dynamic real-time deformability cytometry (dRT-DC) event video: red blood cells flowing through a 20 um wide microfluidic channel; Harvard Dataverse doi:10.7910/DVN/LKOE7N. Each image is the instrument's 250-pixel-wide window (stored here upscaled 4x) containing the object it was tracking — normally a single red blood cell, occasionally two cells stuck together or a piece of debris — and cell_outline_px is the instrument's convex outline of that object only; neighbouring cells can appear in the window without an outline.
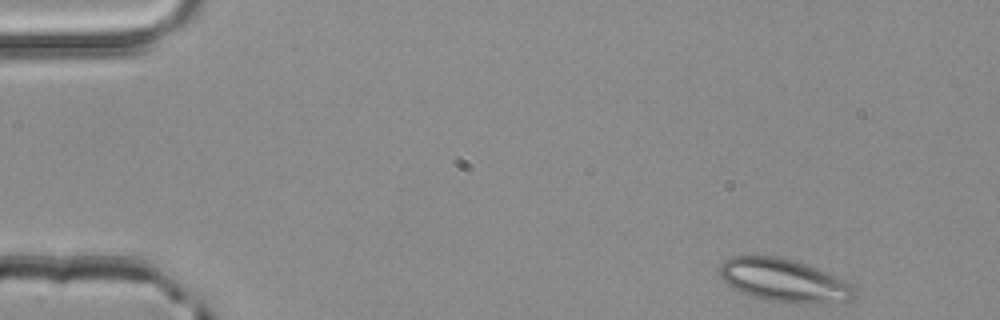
{"species": "common noctule bat (a hibernating species)", "species_latin": "Nyctalus noctula", "temperature_condition": "room temperature", "stored_images_in_passage": 48, "camera_frame_rate_fps": 3000, "um_per_image_px": 0.085, "animal": {"sex": "male", "body_mass_g": 20.4}, "frame": {"image": 1, "passage_image": 1, "time_ms": 0.0, "image_size_px": [1000, 320], "cell_outline_px": [[856, 292], [852, 300], [820, 304], [792, 304], [764, 300], [740, 292], [732, 288], [720, 276], [720, 264], [724, 260], [732, 256], [780, 256], [816, 268], [848, 280], [856, 288]], "centroid_in_image_um": [66.68, 23.86], "position_along_channel_um": 18.3, "area_um2": 34.33}}
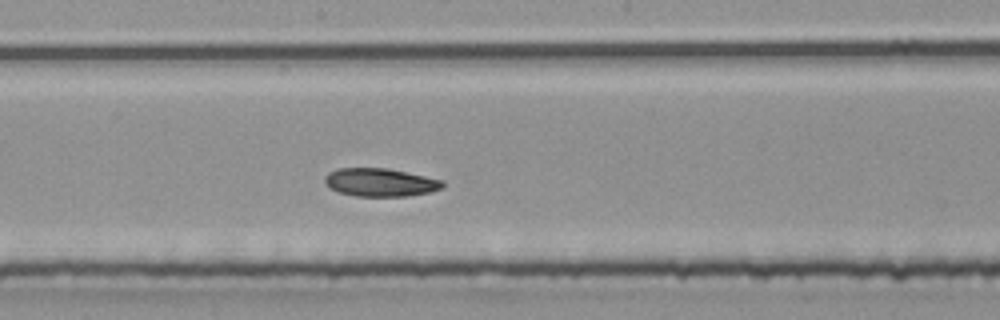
{"frame": {"image": 2, "passage_image": 24, "time_ms": 7.667, "image_size_px": [1000, 320], "cell_outline_px": [[444, 188], [432, 192], [408, 196], [356, 196], [340, 192], [328, 188], [324, 184], [324, 176], [328, 172], [336, 168], [388, 168], [444, 180]], "centroid_in_image_um": [32.32, 15.5], "position_along_channel_um": 215.9, "area_um2": 19.65}}
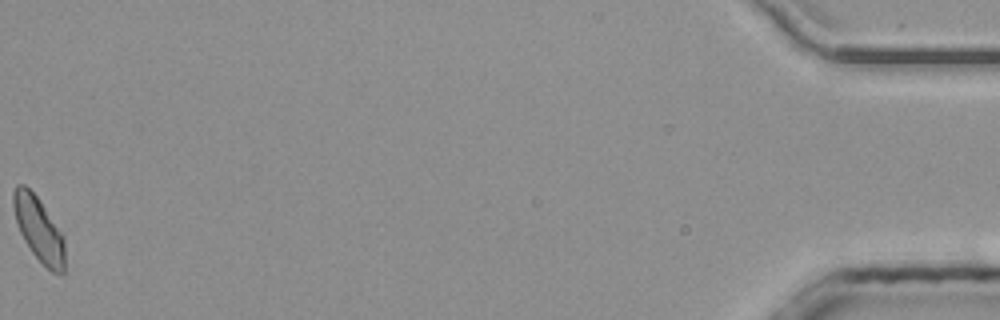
{"frame": {"image": 3, "passage_image": 48, "time_ms": 15.667, "image_size_px": [1000, 320], "cell_outline_px": [[64, 272], [60, 276], [52, 272], [32, 252], [24, 240], [20, 232], [12, 208], [12, 192], [16, 184], [24, 184], [40, 200], [64, 236]], "centroid_in_image_um": [3.29, 19.46], "position_along_channel_um": 431.9, "area_um2": 19.31}, "authors_computed_cell_mechanics": {"area_um2": 19.7387, "velocity_mm_per_s": 4.0219, "shape_relaxation_time_tau1_ms": null, "shape_relaxation_time_tau2_ms": 6.1589, "deformation_change_tau1": null, "deformation_change_tau2": 0.1056}}